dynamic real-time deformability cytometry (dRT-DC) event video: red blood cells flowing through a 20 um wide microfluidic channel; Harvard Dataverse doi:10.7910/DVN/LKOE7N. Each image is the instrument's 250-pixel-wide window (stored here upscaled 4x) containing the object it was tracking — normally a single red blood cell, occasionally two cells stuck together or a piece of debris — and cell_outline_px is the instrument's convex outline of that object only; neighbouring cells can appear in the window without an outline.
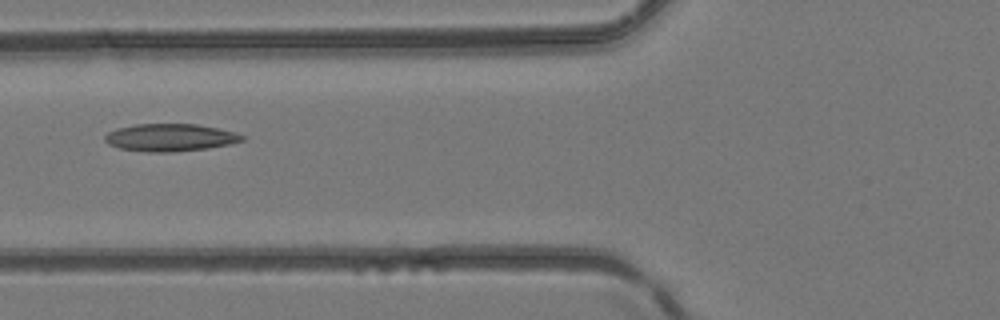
{"species": "common noctule bat (a hibernating species)", "species_latin": "Nyctalus noctula", "temperature_condition": "room temperature", "stored_images_in_passage": 3, "camera_frame_rate_fps": 3000, "um_per_image_px": 0.085, "animal": {"sex": "female", "body_mass_g": 24.6, "forearm_length_mm": 56.2}, "frame": {"image": 1, "passage_image": 3, "time_ms": 0.667, "image_size_px": [1000, 320], "cell_outline_px": [[244, 140], [228, 144], [208, 148], [172, 152], [148, 152], [120, 148], [108, 144], [104, 140], [104, 136], [108, 132], [116, 128], [136, 124], [196, 124], [236, 132], [244, 136]], "centroid_in_image_um": [14.43, 11.69], "position_along_channel_um": 111.4, "area_um2": 21.91}}